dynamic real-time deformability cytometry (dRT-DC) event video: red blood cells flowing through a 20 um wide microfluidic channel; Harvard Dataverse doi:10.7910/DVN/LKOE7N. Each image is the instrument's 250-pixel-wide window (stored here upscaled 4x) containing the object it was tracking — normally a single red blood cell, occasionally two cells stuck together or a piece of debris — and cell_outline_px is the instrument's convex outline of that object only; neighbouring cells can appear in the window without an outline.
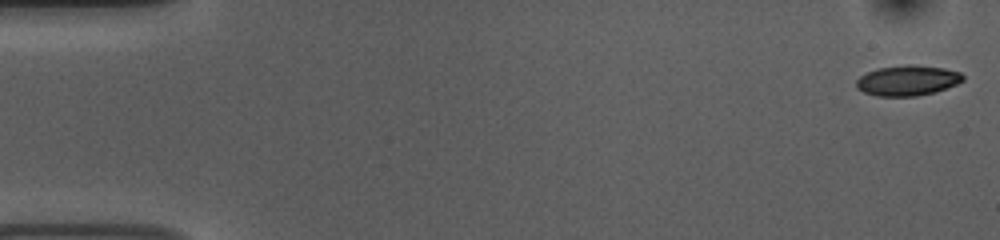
{"species": "common noctule bat (a hibernating species)", "species_latin": "Nyctalus noctula", "temperature_condition": "room temperature", "stored_images_in_passage": 53, "camera_frame_rate_fps": 3000, "um_per_image_px": 0.085, "animal": {"sex": "female", "body_mass_g": 10.0, "forearm_length_mm": 53.1}, "frame": {"image": 1, "passage_image": 1, "time_ms": 0.0, "image_size_px": [1000, 240], "cell_outline_px": [[964, 80], [956, 84], [936, 92], [916, 96], [876, 96], [864, 92], [856, 88], [856, 80], [860, 76], [868, 72], [880, 68], [904, 64], [908, 64], [944, 68], [960, 72], [964, 76]], "centroid_in_image_um": [77.14, 6.84], "position_along_channel_um": 7.9, "area_um2": 18.84}}
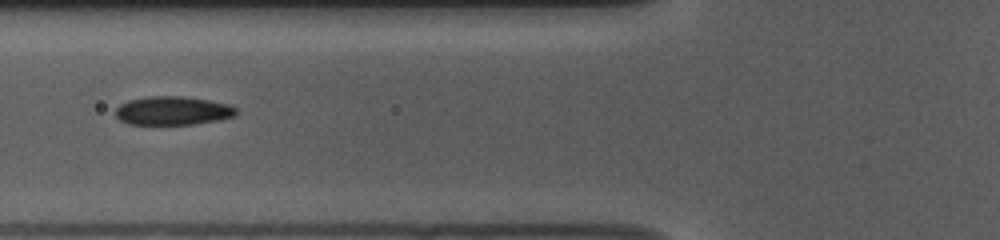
{"frame": {"image": 2, "passage_image": 20, "time_ms": 6.333, "image_size_px": [1000, 240], "cell_outline_px": [[236, 116], [220, 120], [196, 124], [128, 124], [120, 120], [116, 116], [116, 108], [120, 104], [128, 100], [152, 96], [180, 96], [208, 100], [228, 104], [236, 108]], "centroid_in_image_um": [14.69, 9.41], "position_along_channel_um": 111.1, "area_um2": 20.11}}
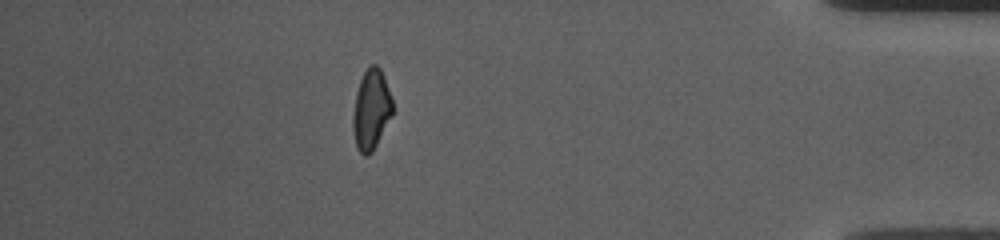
{"frame": {"image": 3, "passage_image": 47, "time_ms": 15.333, "image_size_px": [1000, 240], "cell_outline_px": [[392, 116], [372, 152], [368, 156], [364, 156], [356, 148], [352, 128], [352, 116], [356, 92], [360, 80], [368, 64], [376, 64], [380, 68], [388, 88], [392, 100]], "centroid_in_image_um": [31.53, 9.33], "position_along_channel_um": 403.7, "area_um2": 18.61}, "authors_computed_cell_mechanics": {"area_um2": 19.5364, "velocity_mm_per_s": 3.7387, "shape_relaxation_time_tau1_ms": 3.9601, "shape_relaxation_time_tau2_ms": 3.2356, "deformation_change_tau1": 0.114, "deformation_change_tau2": 0.0911}}